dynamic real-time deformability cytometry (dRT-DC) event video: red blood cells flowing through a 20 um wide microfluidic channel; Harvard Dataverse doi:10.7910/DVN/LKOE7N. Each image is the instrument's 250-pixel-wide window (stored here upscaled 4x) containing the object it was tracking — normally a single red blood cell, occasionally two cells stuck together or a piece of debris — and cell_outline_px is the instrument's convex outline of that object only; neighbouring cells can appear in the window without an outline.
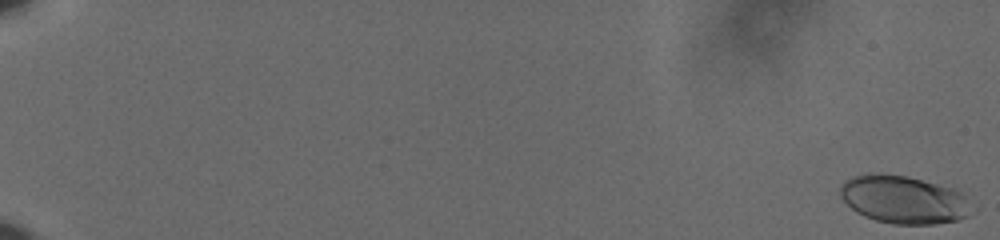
{"species": "human", "species_latin": "Homo sapiens", "temperature_condition": "cold", "stored_images_in_passage": 61, "camera_frame_rate_fps": 3000, "um_per_image_px": 0.085, "donor": {"sex": "male"}, "frame": {"image": 1, "passage_image": 1, "time_ms": 0.0, "image_size_px": [1000, 240], "cell_outline_px": [[968, 216], [956, 220], [932, 224], [892, 224], [876, 220], [864, 216], [856, 212], [840, 196], [840, 188], [852, 176], [868, 172], [876, 172], [908, 176], [952, 188], [960, 192], [964, 196]], "centroid_in_image_um": [76.73, 16.95], "position_along_channel_um": 8.3, "area_um2": 36.18}}
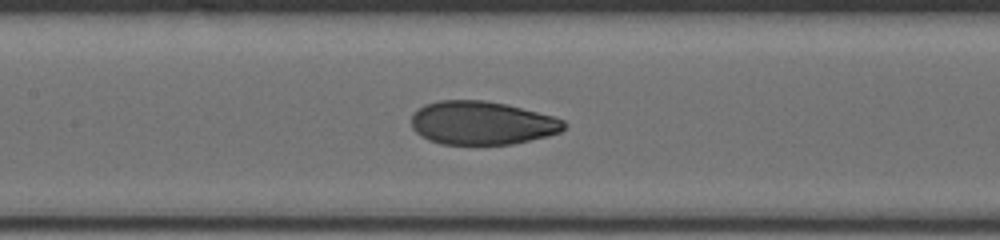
{"frame": {"image": 2, "passage_image": 33, "time_ms": 10.667, "image_size_px": [1000, 240], "cell_outline_px": [[568, 124], [560, 132], [548, 136], [512, 144], [440, 144], [428, 140], [420, 136], [412, 128], [412, 116], [424, 104], [440, 100], [484, 100], [504, 104], [552, 116], [564, 120]], "centroid_in_image_um": [40.95, 10.46], "position_along_channel_um": 166.4, "area_um2": 38.49}}
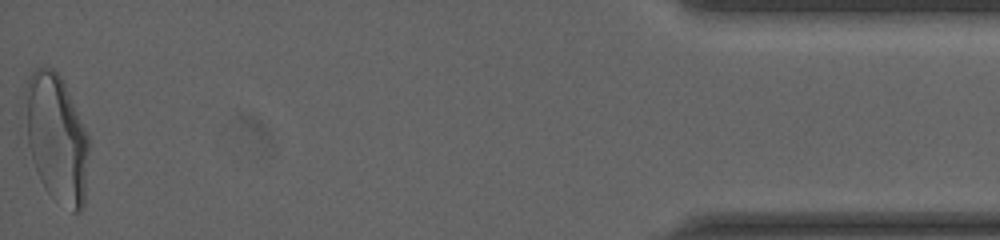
{"frame": {"image": 3, "passage_image": 61, "time_ms": 20.0, "image_size_px": [1000, 240], "cell_outline_px": [[88, 152], [84, 204], [80, 212], [72, 212], [52, 196], [44, 188], [36, 172], [32, 160], [28, 144], [24, 96], [24, 88], [32, 72], [36, 68], [52, 68], [60, 76], [68, 92], [88, 136]], "centroid_in_image_um": [4.79, 11.76], "position_along_channel_um": 430.4, "area_um2": 47.05}, "authors_computed_cell_mechanics": {"area_um2": 38.8416, "velocity_mm_per_s": 3.6315, "shape_relaxation_time_tau1_ms": 4.7325, "shape_relaxation_time_tau2_ms": 0.8805, "deformation_change_tau1": 0.1691, "deformation_change_tau2": 0.0517}}